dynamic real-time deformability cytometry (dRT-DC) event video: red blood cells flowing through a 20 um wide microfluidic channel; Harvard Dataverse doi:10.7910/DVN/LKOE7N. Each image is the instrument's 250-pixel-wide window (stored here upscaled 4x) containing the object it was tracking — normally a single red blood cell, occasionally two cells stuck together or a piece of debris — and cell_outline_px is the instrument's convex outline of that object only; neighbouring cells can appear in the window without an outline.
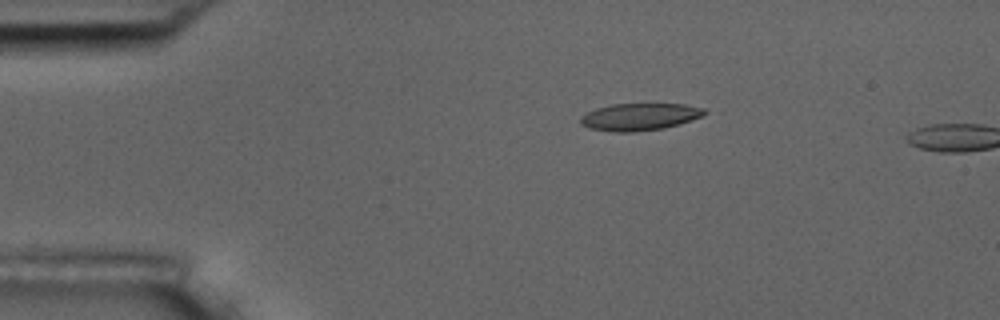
{"species": "common noctule bat (a hibernating species)", "species_latin": "Nyctalus noctula", "temperature_condition": "room temperature", "stored_images_in_passage": 3, "camera_frame_rate_fps": 3000, "um_per_image_px": 0.085, "animal": {"sex": "male", "body_mass_g": 17.5, "forearm_length_mm": 52.3}, "frame": {"image": 1, "passage_image": 1, "time_ms": 0.0, "image_size_px": [1000, 320], "cell_outline_px": [[708, 112], [700, 116], [680, 124], [664, 128], [632, 132], [616, 132], [588, 128], [580, 124], [580, 116], [596, 108], [612, 104], [684, 104], [704, 108]], "centroid_in_image_um": [54.34, 9.93], "position_along_channel_um": 30.7, "area_um2": 19.59}}